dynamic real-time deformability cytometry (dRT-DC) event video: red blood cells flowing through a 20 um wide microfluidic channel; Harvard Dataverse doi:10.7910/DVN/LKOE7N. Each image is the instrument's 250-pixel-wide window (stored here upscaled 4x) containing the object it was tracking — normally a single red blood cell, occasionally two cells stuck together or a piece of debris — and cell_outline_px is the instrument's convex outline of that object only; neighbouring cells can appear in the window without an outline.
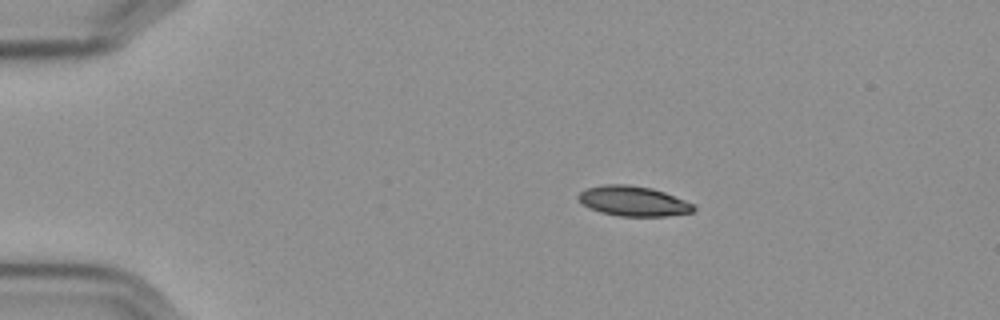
{"species": "Egyptian fruit bat (a non-hibernating species)", "species_latin": "Rousettus aegyptiacus", "temperature_condition": "cold", "stored_images_in_passage": 13, "camera_frame_rate_fps": 3000, "um_per_image_px": 0.085, "frame": {"image": 1, "passage_image": 1, "time_ms": 0.0, "image_size_px": [1000, 320], "cell_outline_px": [[696, 208], [692, 212], [664, 216], [620, 216], [600, 212], [588, 208], [576, 196], [580, 192], [588, 188], [604, 184], [628, 184], [652, 188], [664, 192], [696, 204]], "centroid_in_image_um": [53.84, 17.09], "position_along_channel_um": 31.2, "area_um2": 20.17}}
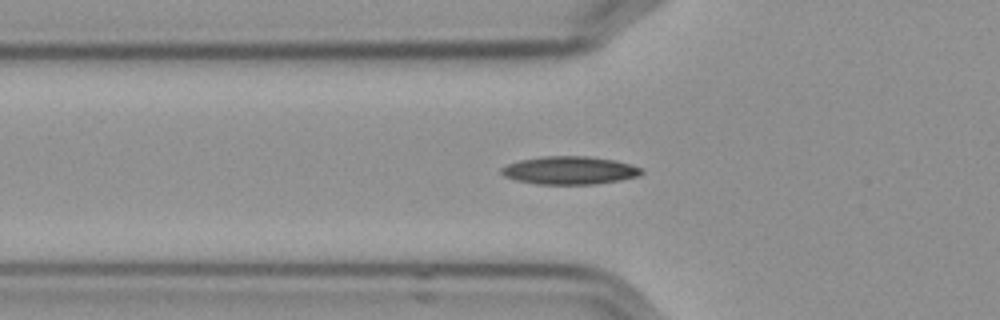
{"frame": {"image": 2, "passage_image": 10, "time_ms": 3.0, "image_size_px": [1000, 320], "cell_outline_px": [[644, 172], [640, 176], [620, 180], [596, 184], [536, 184], [516, 180], [504, 176], [500, 172], [500, 168], [508, 164], [520, 160], [544, 156], [588, 156], [616, 160], [632, 164], [644, 168]], "centroid_in_image_um": [48.47, 14.48], "position_along_channel_um": 77.3, "area_um2": 23.12}}